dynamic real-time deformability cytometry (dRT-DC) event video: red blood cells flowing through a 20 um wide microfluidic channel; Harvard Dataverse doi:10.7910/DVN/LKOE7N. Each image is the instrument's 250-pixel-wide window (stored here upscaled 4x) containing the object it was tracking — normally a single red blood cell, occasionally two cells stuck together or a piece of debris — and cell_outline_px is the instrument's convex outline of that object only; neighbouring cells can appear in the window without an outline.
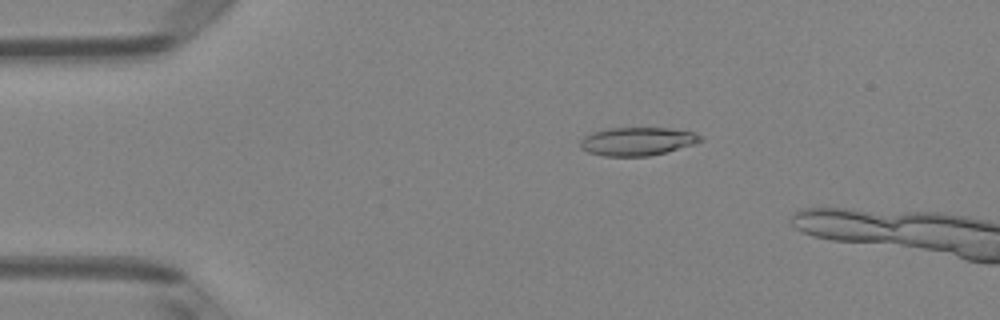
{"species": "Egyptian fruit bat (a non-hibernating species)", "species_latin": "Rousettus aegyptiacus", "temperature_condition": "room temperature", "stored_images_in_passage": 14, "camera_frame_rate_fps": 3000, "um_per_image_px": 0.085, "animal": {"sex": "female"}, "frame": {"image": 1, "passage_image": 10, "time_ms": 3.0, "image_size_px": [1000, 320], "cell_outline_px": [[704, 140], [696, 144], [648, 156], [604, 156], [588, 152], [580, 148], [580, 140], [584, 136], [592, 132], [608, 128], [668, 128], [692, 132], [700, 136]], "centroid_in_image_um": [54.14, 12.01], "position_along_channel_um": 30.9, "area_um2": 19.77}}